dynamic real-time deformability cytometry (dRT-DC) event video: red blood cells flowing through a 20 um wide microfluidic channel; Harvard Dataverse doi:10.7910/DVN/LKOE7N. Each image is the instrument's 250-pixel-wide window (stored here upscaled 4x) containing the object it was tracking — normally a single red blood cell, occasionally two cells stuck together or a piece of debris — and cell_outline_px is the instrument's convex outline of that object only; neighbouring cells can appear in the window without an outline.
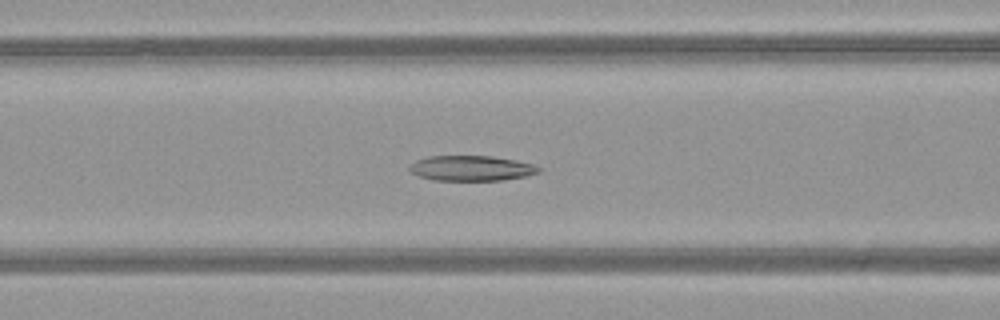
{"species": "common noctule bat (a hibernating species)", "species_latin": "Nyctalus noctula", "temperature_condition": "warm", "stored_images_in_passage": 50, "camera_frame_rate_fps": 3000, "um_per_image_px": 0.085, "animal": {"sex": "female", "body_mass_g": 21.9}, "frame": {"image": 1, "passage_image": 21, "time_ms": 6.667, "image_size_px": [1000, 320], "cell_outline_px": [[540, 172], [524, 176], [504, 180], [432, 180], [420, 176], [412, 172], [408, 168], [416, 160], [428, 156], [492, 156], [516, 160], [532, 164], [540, 168]], "centroid_in_image_um": [40.06, 14.29], "position_along_channel_um": 126.5, "area_um2": 18.84}}
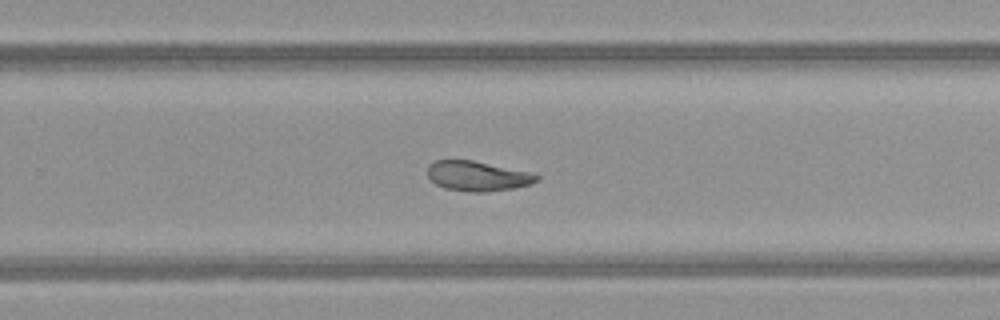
{"frame": {"image": 2, "passage_image": 33, "time_ms": 10.667, "image_size_px": [1000, 320], "cell_outline_px": [[540, 180], [532, 184], [512, 188], [484, 192], [472, 192], [444, 188], [436, 184], [428, 176], [428, 164], [436, 160], [472, 160], [528, 172], [540, 176]], "centroid_in_image_um": [40.58, 14.96], "position_along_channel_um": 289.2, "area_um2": 18.84}}
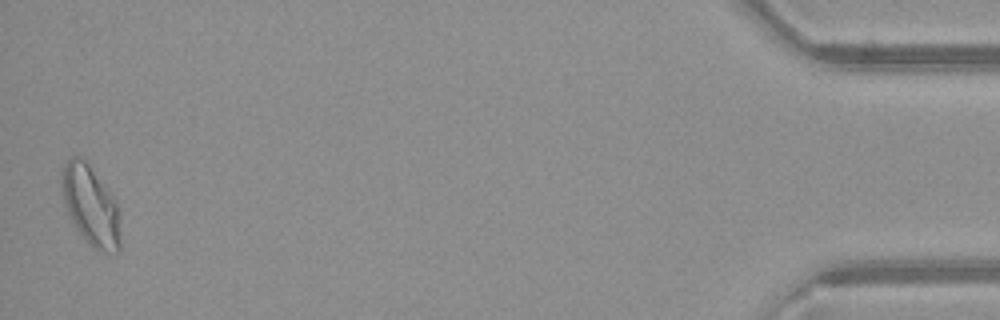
{"frame": {"image": 3, "passage_image": 50, "time_ms": 16.333, "image_size_px": [1000, 320], "cell_outline_px": [[120, 252], [104, 252], [96, 248], [80, 232], [72, 220], [64, 204], [60, 184], [60, 172], [64, 164], [72, 156], [80, 156], [88, 160], [108, 188], [116, 204], [120, 216]], "centroid_in_image_um": [7.7, 17.38], "position_along_channel_um": 427.5, "area_um2": 27.46}, "authors_computed_cell_mechanics": {"area_um2": 21.5594, "velocity_mm_per_s": 4.0695, "shape_relaxation_time_tau1_ms": null, "shape_relaxation_time_tau2_ms": 1.3306, "deformation_change_tau1": null, "deformation_change_tau2": 0.0793}}